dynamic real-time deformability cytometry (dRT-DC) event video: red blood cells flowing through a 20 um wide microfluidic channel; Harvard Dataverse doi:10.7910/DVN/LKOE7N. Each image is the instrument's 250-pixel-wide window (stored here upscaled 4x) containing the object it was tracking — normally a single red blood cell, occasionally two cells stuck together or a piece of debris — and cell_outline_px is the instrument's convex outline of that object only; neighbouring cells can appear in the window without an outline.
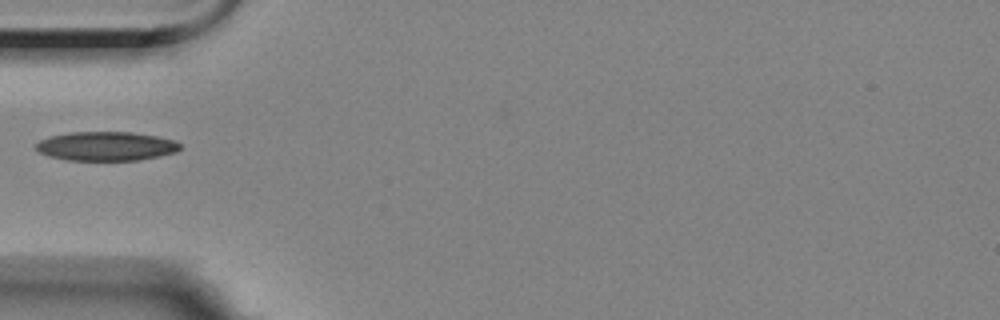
{"species": "Egyptian fruit bat (a non-hibernating species)", "species_latin": "Rousettus aegyptiacus", "temperature_condition": "room temperature", "stored_images_in_passage": 23, "camera_frame_rate_fps": 3000, "um_per_image_px": 0.085, "animal": {"sex": "female"}, "frame": {"image": 1, "passage_image": 1, "time_ms": 0.0, "image_size_px": [1000, 320], "cell_outline_px": [[180, 148], [176, 152], [160, 156], [140, 160], [68, 160], [48, 156], [40, 152], [36, 148], [36, 144], [40, 140], [48, 136], [68, 132], [132, 132], [156, 136], [172, 140], [180, 144]], "centroid_in_image_um": [9.0, 12.42], "position_along_channel_um": 76.0, "area_um2": 24.39}}
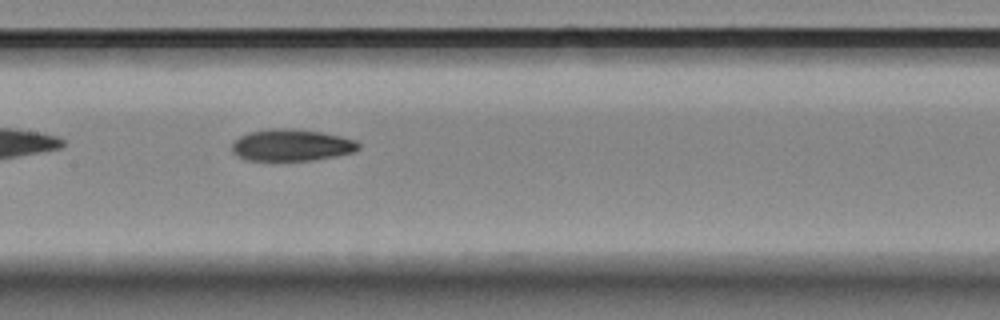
{"frame": {"image": 2, "passage_image": 10, "time_ms": 3.0, "image_size_px": [1000, 320], "cell_outline_px": [[360, 148], [352, 152], [336, 156], [312, 160], [244, 160], [236, 156], [232, 152], [232, 144], [240, 136], [248, 132], [268, 128], [288, 128], [320, 132], [340, 136], [356, 140], [360, 144]], "centroid_in_image_um": [24.75, 12.33], "position_along_channel_um": 182.6, "area_um2": 23.47}}
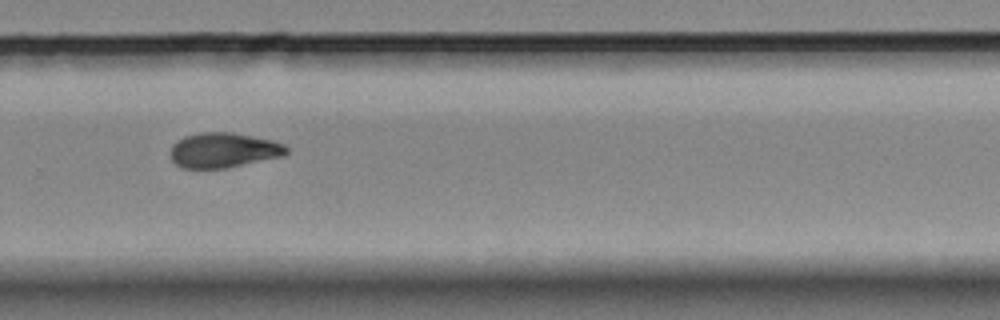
{"frame": {"image": 3, "passage_image": 21, "time_ms": 6.667, "image_size_px": [1000, 320], "cell_outline_px": [[288, 152], [284, 156], [228, 168], [180, 168], [172, 160], [172, 144], [176, 140], [184, 136], [200, 132], [232, 132], [272, 140], [284, 144], [288, 148]], "centroid_in_image_um": [19.01, 12.76], "position_along_channel_um": 310.8, "area_um2": 23.81}}